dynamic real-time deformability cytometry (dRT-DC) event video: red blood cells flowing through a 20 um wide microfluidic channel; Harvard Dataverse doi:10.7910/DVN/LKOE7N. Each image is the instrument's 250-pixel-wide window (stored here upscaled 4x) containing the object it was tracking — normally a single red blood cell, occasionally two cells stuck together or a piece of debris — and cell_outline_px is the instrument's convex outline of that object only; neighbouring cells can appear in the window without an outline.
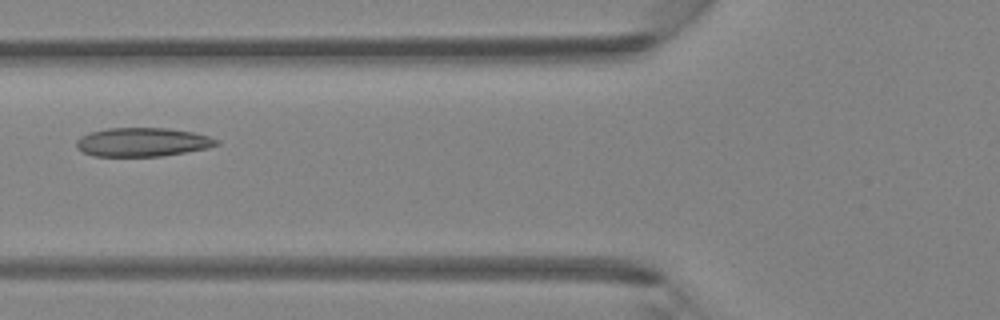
{"species": "Egyptian fruit bat (a non-hibernating species)", "species_latin": "Rousettus aegyptiacus", "temperature_condition": "room temperature", "stored_images_in_passage": 38, "camera_frame_rate_fps": 3000, "um_per_image_px": 0.085, "animal": {"sex": "female"}, "frame": {"image": 1, "passage_image": 10, "time_ms": 3.0, "image_size_px": [1000, 320], "cell_outline_px": [[220, 144], [208, 148], [160, 156], [92, 156], [76, 148], [76, 140], [80, 136], [88, 132], [108, 128], [168, 128], [192, 132], [208, 136], [220, 140]], "centroid_in_image_um": [12.09, 12.07], "position_along_channel_um": 113.7, "area_um2": 23.58}}
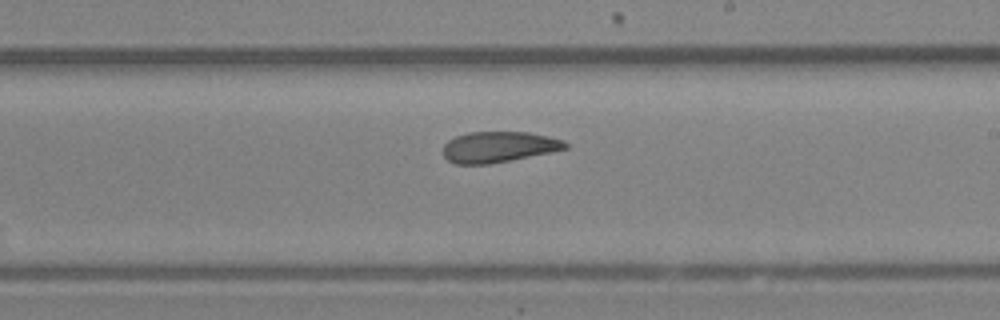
{"frame": {"image": 2, "passage_image": 19, "time_ms": 6.0, "image_size_px": [1000, 320], "cell_outline_px": [[568, 148], [552, 152], [488, 164], [456, 164], [448, 160], [444, 156], [444, 144], [448, 140], [456, 136], [468, 132], [528, 132], [548, 136], [564, 140], [568, 144]], "centroid_in_image_um": [42.4, 12.48], "position_along_channel_um": 246.6, "area_um2": 21.91}}
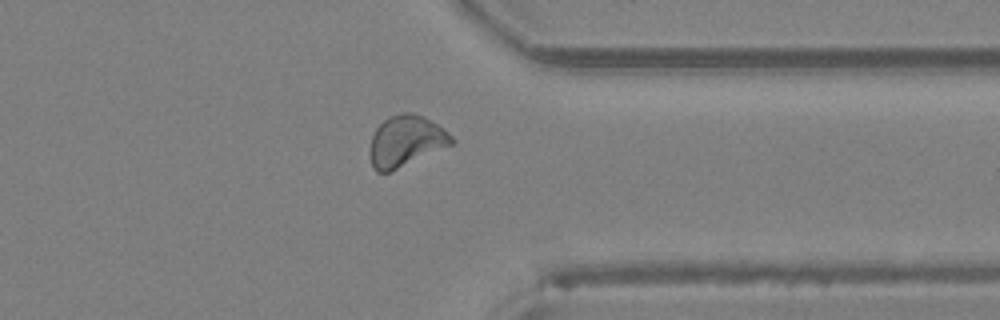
{"frame": {"image": 3, "passage_image": 28, "time_ms": 9.0, "image_size_px": [1000, 320], "cell_outline_px": [[456, 140], [452, 144], [388, 172], [376, 172], [372, 168], [372, 136], [376, 128], [388, 116], [400, 112], [408, 112], [424, 116], [448, 132]], "centroid_in_image_um": [34.51, 11.96], "position_along_channel_um": 376.9, "area_um2": 23.7}}